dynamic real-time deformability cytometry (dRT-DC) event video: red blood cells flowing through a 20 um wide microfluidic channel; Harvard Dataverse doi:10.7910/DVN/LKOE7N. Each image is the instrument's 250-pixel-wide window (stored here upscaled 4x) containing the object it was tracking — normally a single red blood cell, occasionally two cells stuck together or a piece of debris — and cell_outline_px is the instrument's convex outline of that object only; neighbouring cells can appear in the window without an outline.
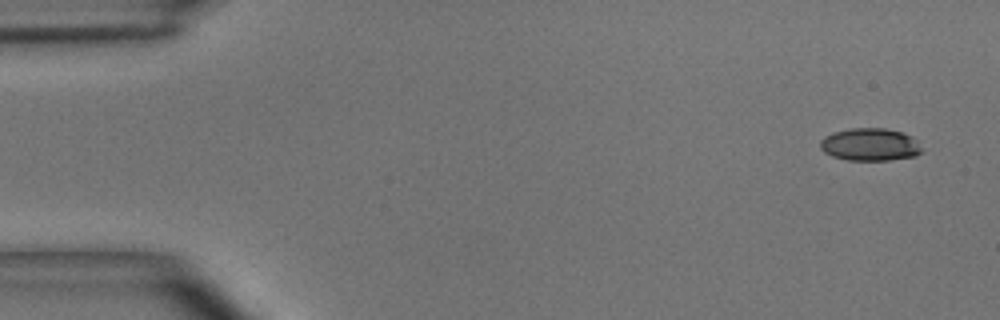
{"species": "common noctule bat (a hibernating species)", "species_latin": "Nyctalus noctula", "temperature_condition": "room temperature", "stored_images_in_passage": 4, "camera_frame_rate_fps": 3000, "um_per_image_px": 0.085, "animal": {"sex": "male", "body_mass_g": 15.6}, "frame": {"image": 1, "passage_image": 1, "time_ms": 0.0, "image_size_px": [1000, 320], "cell_outline_px": [[924, 152], [916, 156], [888, 160], [848, 160], [832, 156], [824, 152], [820, 148], [820, 140], [824, 136], [832, 132], [848, 128], [884, 128], [900, 132], [912, 136], [916, 140]], "centroid_in_image_um": [73.94, 12.28], "position_along_channel_um": 11.1, "area_um2": 19.48}}
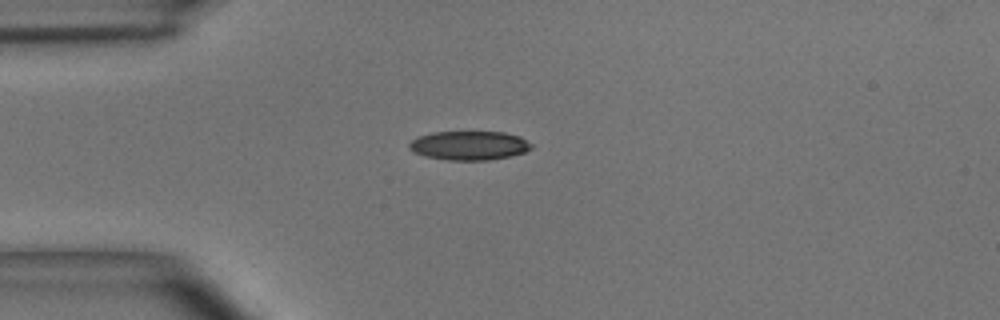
{"frame": {"image": 2, "passage_image": 3, "time_ms": 0.667, "image_size_px": [1000, 320], "cell_outline_px": [[532, 148], [524, 152], [508, 156], [488, 160], [448, 160], [428, 156], [416, 152], [408, 148], [408, 144], [416, 136], [432, 132], [504, 132], [520, 136], [532, 144]], "centroid_in_image_um": [39.88, 12.35], "position_along_channel_um": 45.1, "area_um2": 20.52}}